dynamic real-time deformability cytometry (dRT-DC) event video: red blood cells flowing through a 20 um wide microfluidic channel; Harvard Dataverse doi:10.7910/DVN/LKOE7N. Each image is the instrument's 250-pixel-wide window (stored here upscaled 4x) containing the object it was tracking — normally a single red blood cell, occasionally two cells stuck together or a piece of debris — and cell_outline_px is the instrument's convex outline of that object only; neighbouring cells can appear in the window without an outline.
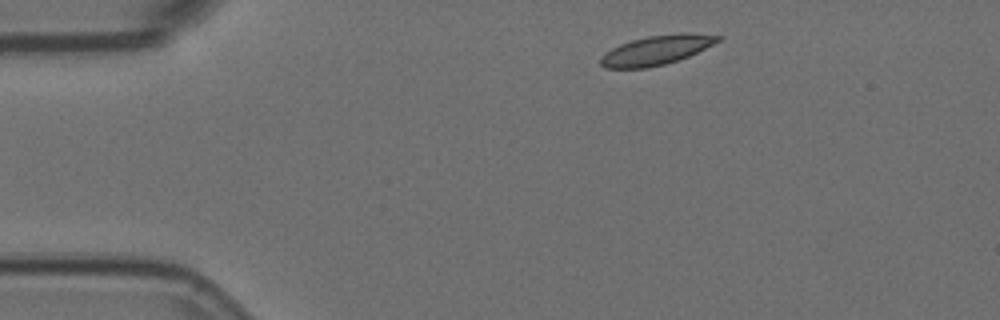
{"species": "Egyptian fruit bat (a non-hibernating species)", "species_latin": "Rousettus aegyptiacus", "temperature_condition": "room temperature", "stored_images_in_passage": 4, "camera_frame_rate_fps": 3000, "um_per_image_px": 0.085, "animal": {"sex": "female"}, "frame": {"image": 1, "passage_image": 1, "time_ms": 0.0, "image_size_px": [1000, 320], "cell_outline_px": [[724, 36], [720, 40], [688, 56], [664, 64], [648, 68], [604, 68], [600, 64], [600, 56], [604, 52], [620, 44], [632, 40], [648, 36], [680, 32], [688, 32]], "centroid_in_image_um": [55.76, 4.25], "position_along_channel_um": 29.2, "area_um2": 20.06}}
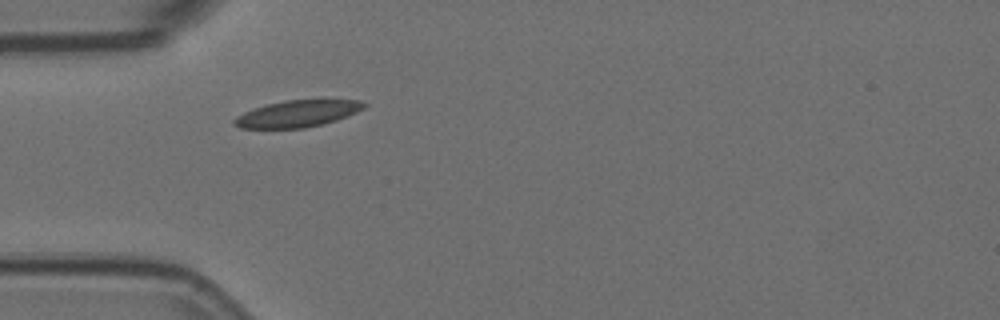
{"frame": {"image": 2, "passage_image": 3, "time_ms": 0.667, "image_size_px": [1000, 320], "cell_outline_px": [[368, 104], [364, 108], [356, 112], [336, 120], [304, 128], [240, 128], [232, 124], [232, 120], [236, 116], [244, 112], [268, 104], [284, 100], [360, 100]], "centroid_in_image_um": [25.26, 9.66], "position_along_channel_um": 59.7, "area_um2": 20.0}}
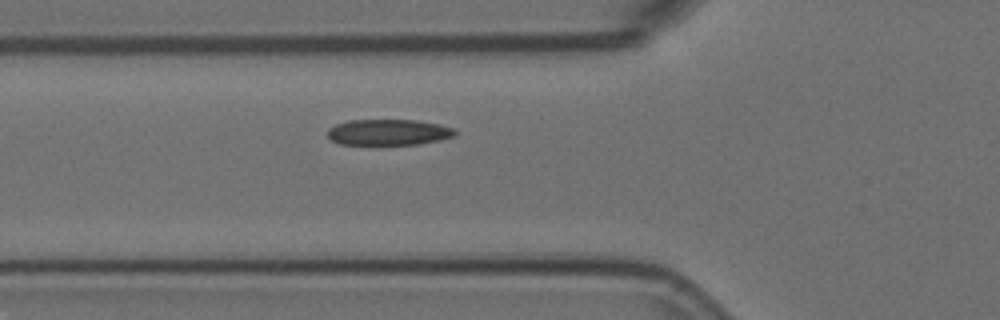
{"frame": {"image": 3, "passage_image": 4, "time_ms": 1.0, "image_size_px": [1000, 320], "cell_outline_px": [[456, 136], [440, 140], [416, 144], [340, 144], [332, 140], [328, 136], [328, 128], [336, 124], [348, 120], [416, 120], [440, 124], [452, 128], [456, 132]], "centroid_in_image_um": [33.03, 11.23], "position_along_channel_um": 92.8, "area_um2": 19.19}}